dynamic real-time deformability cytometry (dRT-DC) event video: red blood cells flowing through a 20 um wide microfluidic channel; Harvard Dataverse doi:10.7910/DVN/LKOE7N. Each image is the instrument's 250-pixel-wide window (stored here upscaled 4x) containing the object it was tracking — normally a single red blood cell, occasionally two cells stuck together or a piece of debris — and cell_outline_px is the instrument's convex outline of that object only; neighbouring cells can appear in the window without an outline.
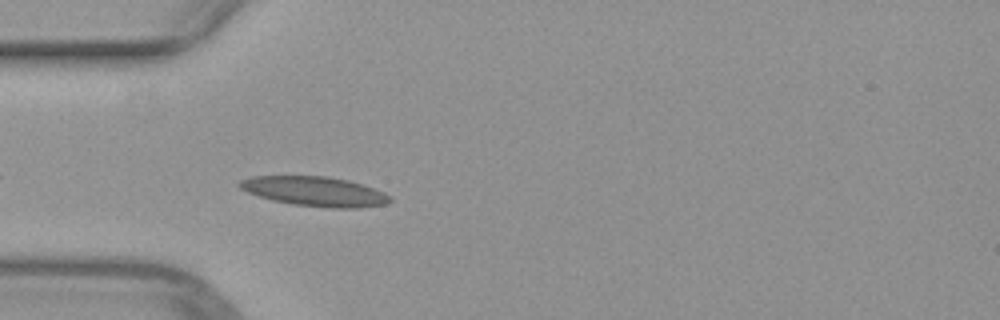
{"species": "common noctule bat (a hibernating species)", "species_latin": "Nyctalus noctula", "temperature_condition": "warm", "stored_images_in_passage": 37, "camera_frame_rate_fps": 3000, "um_per_image_px": 0.085, "animal": {"sex": "female", "body_mass_g": 29.2, "forearm_length_mm": 56.3}, "frame": {"image": 1, "passage_image": 3, "time_ms": 0.667, "image_size_px": [1000, 320], "cell_outline_px": [[392, 200], [388, 204], [356, 208], [332, 208], [292, 204], [272, 200], [248, 192], [240, 188], [236, 184], [240, 180], [252, 176], [328, 176], [348, 180], [384, 192], [392, 196]], "centroid_in_image_um": [26.77, 16.27], "position_along_channel_um": 58.2, "area_um2": 25.95}}
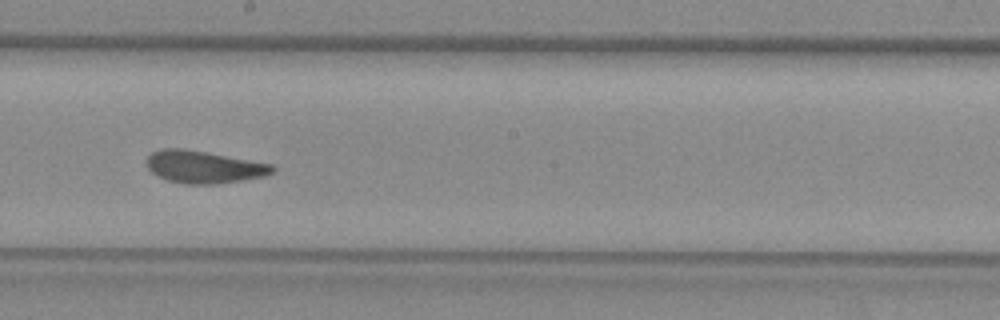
{"frame": {"image": 2, "passage_image": 16, "time_ms": 5.0, "image_size_px": [1000, 320], "cell_outline_px": [[276, 168], [272, 172], [264, 176], [216, 184], [184, 184], [168, 180], [152, 172], [148, 168], [148, 156], [152, 152], [164, 148], [180, 148], [204, 152], [272, 164]], "centroid_in_image_um": [17.32, 14.19], "position_along_channel_um": 230.9, "area_um2": 23.24}}
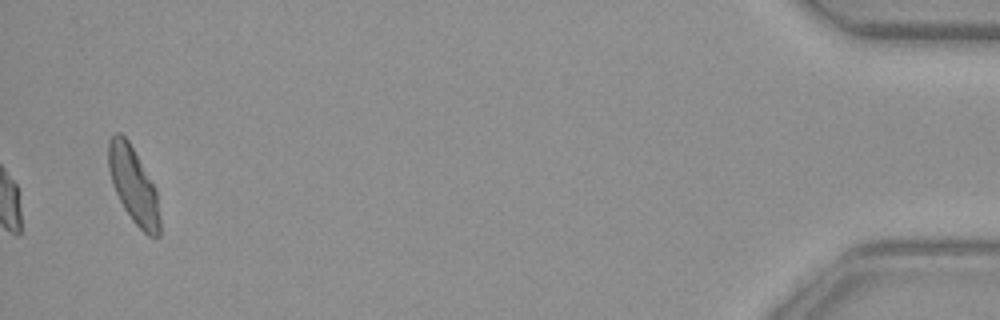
{"frame": {"image": 3, "passage_image": 37, "time_ms": 12.0, "image_size_px": [1000, 320], "cell_outline_px": [[160, 236], [148, 236], [132, 220], [124, 208], [112, 184], [108, 168], [108, 140], [116, 132], [120, 132], [128, 140], [156, 188], [160, 220]], "centroid_in_image_um": [11.34, 15.74], "position_along_channel_um": 423.9, "area_um2": 22.66}}